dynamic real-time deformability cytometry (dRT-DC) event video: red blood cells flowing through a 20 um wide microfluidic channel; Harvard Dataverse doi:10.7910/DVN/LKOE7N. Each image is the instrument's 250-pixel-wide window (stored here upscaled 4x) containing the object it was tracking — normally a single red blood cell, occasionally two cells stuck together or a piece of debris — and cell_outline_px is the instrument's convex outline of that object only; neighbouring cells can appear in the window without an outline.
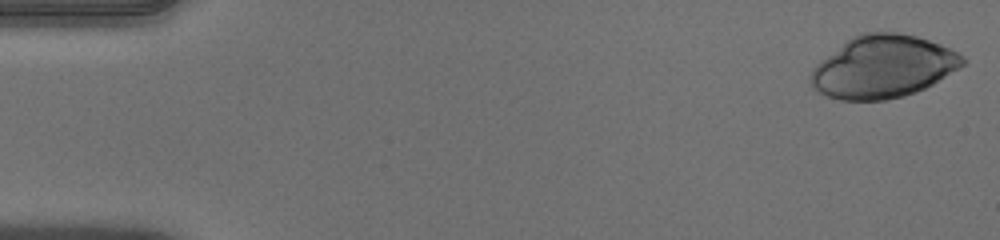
{"species": "human", "species_latin": "Homo sapiens", "temperature_condition": "warm", "stored_images_in_passage": 51, "camera_frame_rate_fps": 3000, "um_per_image_px": 0.085, "donor": {"sex": "male"}, "frame": {"image": 1, "passage_image": 1, "time_ms": 0.0, "image_size_px": [1000, 240], "cell_outline_px": [[968, 60], [960, 68], [932, 84], [916, 92], [904, 96], [884, 100], [840, 100], [816, 92], [808, 84], [808, 76], [812, 68], [820, 60], [852, 36], [860, 32], [896, 32], [916, 36], [940, 44], [964, 56]], "centroid_in_image_um": [75.01, 5.68], "position_along_channel_um": 10.0, "area_um2": 55.72}}